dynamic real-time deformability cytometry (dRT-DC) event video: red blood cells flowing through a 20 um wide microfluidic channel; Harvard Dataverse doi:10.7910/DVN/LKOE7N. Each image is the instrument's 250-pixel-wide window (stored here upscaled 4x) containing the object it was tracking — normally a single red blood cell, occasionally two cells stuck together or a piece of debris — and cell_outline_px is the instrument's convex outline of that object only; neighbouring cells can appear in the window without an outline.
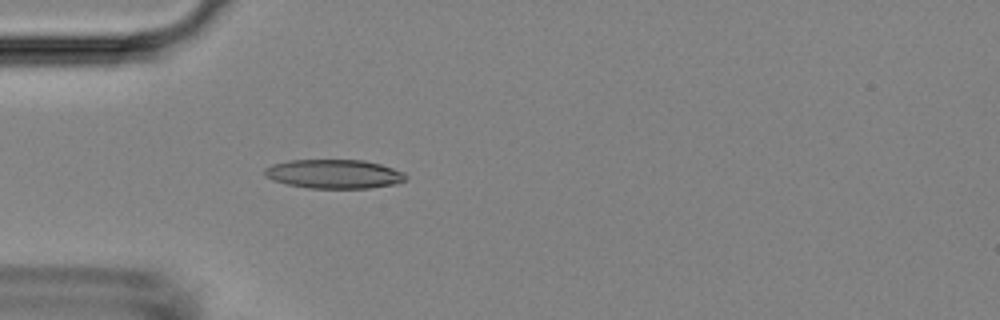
{"species": "Egyptian fruit bat (a non-hibernating species)", "species_latin": "Rousettus aegyptiacus", "temperature_condition": "room temperature", "stored_images_in_passage": 4, "camera_frame_rate_fps": 3000, "um_per_image_px": 0.085, "animal": {"sex": "female"}, "frame": {"image": 1, "passage_image": 4, "time_ms": 1.0, "image_size_px": [1000, 320], "cell_outline_px": [[408, 176], [404, 180], [396, 184], [368, 188], [308, 188], [288, 184], [272, 180], [264, 176], [264, 168], [272, 164], [288, 160], [364, 160], [380, 164], [404, 172]], "centroid_in_image_um": [28.37, 14.78], "position_along_channel_um": 56.6, "area_um2": 23.93}}